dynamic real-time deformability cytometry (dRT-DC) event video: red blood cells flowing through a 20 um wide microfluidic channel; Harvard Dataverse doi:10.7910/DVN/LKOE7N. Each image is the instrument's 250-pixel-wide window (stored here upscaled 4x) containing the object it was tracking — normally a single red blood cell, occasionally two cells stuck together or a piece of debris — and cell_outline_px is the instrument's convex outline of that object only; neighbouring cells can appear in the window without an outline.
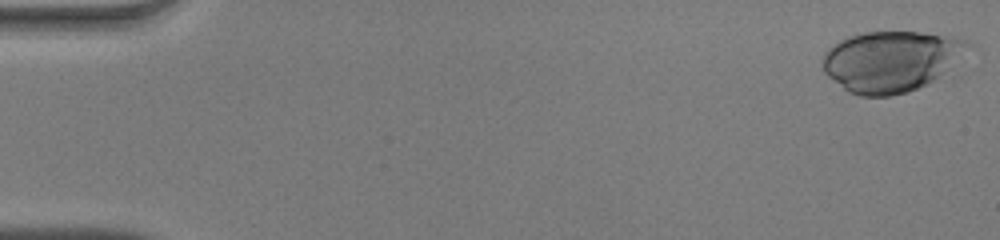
{"species": "human", "species_latin": "Homo sapiens", "temperature_condition": "warm", "stored_images_in_passage": 51, "camera_frame_rate_fps": 3000, "um_per_image_px": 0.085, "donor": {"sex": "male"}, "frame": {"image": 1, "passage_image": 1, "time_ms": 0.0, "image_size_px": [1000, 240], "cell_outline_px": [[972, 44], [928, 84], [908, 92], [888, 96], [860, 96], [848, 92], [828, 76], [824, 72], [820, 64], [824, 52], [828, 48], [840, 40], [848, 36], [864, 32], [916, 32], [952, 36], [968, 40]], "centroid_in_image_um": [75.64, 5.2], "position_along_channel_um": 9.4, "area_um2": 50.92}}
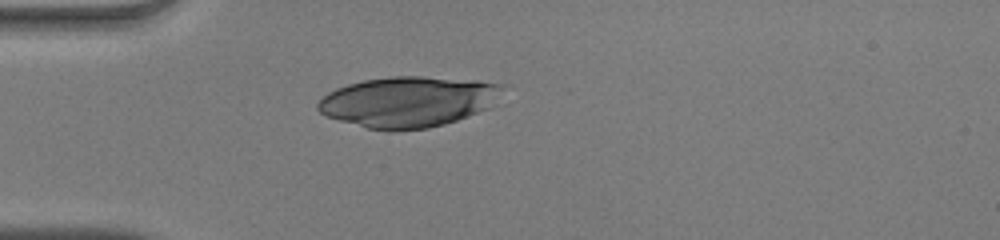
{"frame": {"image": 2, "passage_image": 15, "time_ms": 4.667, "image_size_px": [1000, 240], "cell_outline_px": [[508, 84], [488, 108], [468, 116], [444, 124], [428, 128], [396, 132], [388, 132], [368, 128], [340, 120], [328, 116], [320, 112], [316, 108], [316, 104], [328, 92], [336, 88], [348, 84], [364, 80], [396, 76], [424, 76], [480, 80]], "centroid_in_image_um": [34.72, 8.64], "position_along_channel_um": 50.3, "area_um2": 54.79}}